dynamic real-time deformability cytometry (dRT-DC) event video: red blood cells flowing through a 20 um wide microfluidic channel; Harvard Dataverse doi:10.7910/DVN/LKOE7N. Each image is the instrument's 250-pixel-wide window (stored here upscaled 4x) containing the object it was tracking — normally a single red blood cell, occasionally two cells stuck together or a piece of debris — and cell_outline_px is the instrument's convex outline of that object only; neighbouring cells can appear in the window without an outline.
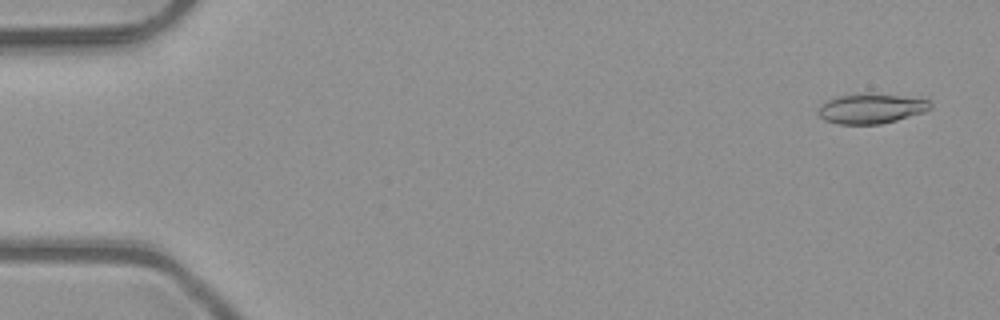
{"species": "common noctule bat (a hibernating species)", "species_latin": "Nyctalus noctula", "temperature_condition": "room temperature", "stored_images_in_passage": 6, "camera_frame_rate_fps": 3000, "um_per_image_px": 0.085, "animal": {"sex": "male", "body_mass_g": 23.1, "forearm_length_mm": 52.7}, "frame": {"image": 1, "passage_image": 1, "time_ms": 0.0, "image_size_px": [1000, 320], "cell_outline_px": [[932, 108], [924, 112], [896, 120], [880, 124], [840, 124], [824, 120], [816, 112], [816, 108], [820, 104], [828, 100], [840, 96], [868, 92], [928, 96], [932, 100]], "centroid_in_image_um": [74.16, 9.18], "position_along_channel_um": 10.8, "area_um2": 20.52}}
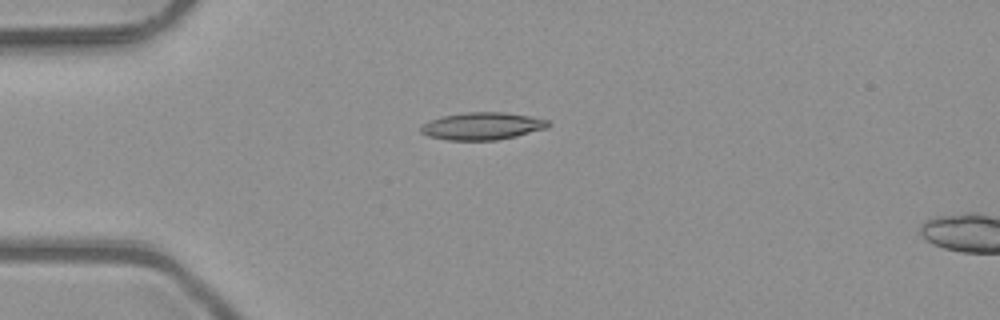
{"frame": {"image": 2, "passage_image": 4, "time_ms": 1.0, "image_size_px": [1000, 320], "cell_outline_px": [[552, 124], [548, 128], [516, 136], [496, 140], [448, 140], [428, 136], [420, 132], [420, 128], [424, 124], [440, 116], [468, 112], [504, 112], [528, 116], [548, 120]], "centroid_in_image_um": [41.01, 10.72], "position_along_channel_um": 44.0, "area_um2": 20.29}}
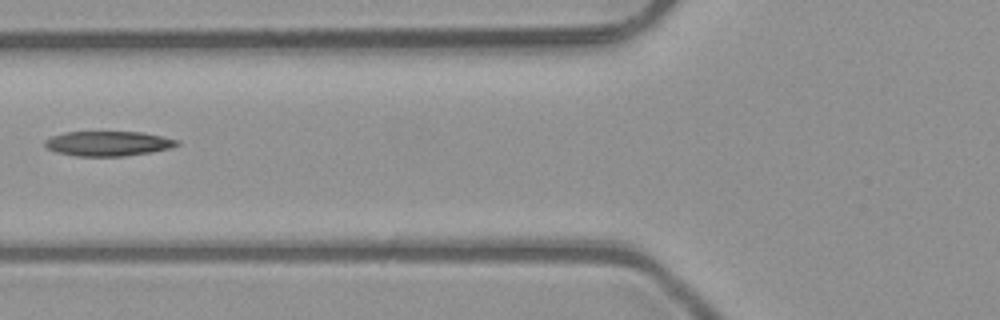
{"frame": {"image": 3, "passage_image": 6, "time_ms": 1.667, "image_size_px": [1000, 320], "cell_outline_px": [[180, 144], [168, 148], [152, 152], [124, 156], [76, 156], [56, 152], [48, 148], [44, 144], [44, 140], [52, 136], [64, 132], [140, 132], [180, 140]], "centroid_in_image_um": [9.17, 12.2], "position_along_channel_um": 116.6, "area_um2": 19.02}}